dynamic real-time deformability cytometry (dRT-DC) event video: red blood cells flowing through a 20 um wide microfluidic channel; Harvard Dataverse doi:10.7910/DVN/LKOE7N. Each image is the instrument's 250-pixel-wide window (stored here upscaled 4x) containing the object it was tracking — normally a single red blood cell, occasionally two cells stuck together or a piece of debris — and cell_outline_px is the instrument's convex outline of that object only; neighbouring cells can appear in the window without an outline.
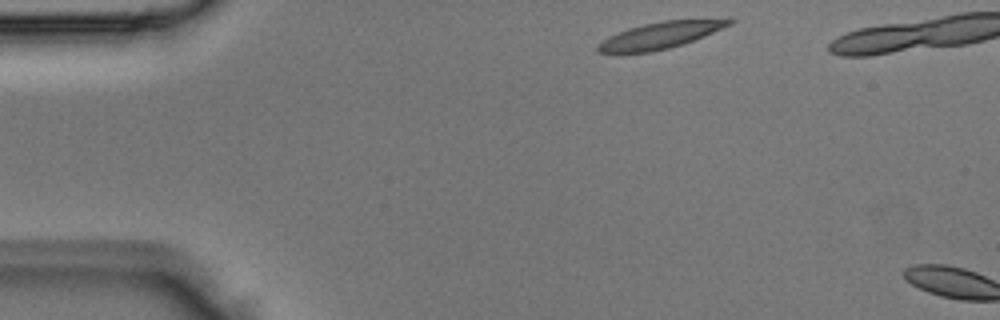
{"species": "Egyptian fruit bat (a non-hibernating species)", "species_latin": "Rousettus aegyptiacus", "temperature_condition": "room temperature", "stored_images_in_passage": 2, "camera_frame_rate_fps": 3000, "um_per_image_px": 0.085, "animal": {"sex": "male"}, "frame": {"image": 1, "passage_image": 1, "time_ms": 0.0, "image_size_px": [1000, 320], "cell_outline_px": [[736, 20], [732, 24], [704, 36], [668, 48], [652, 52], [620, 56], [616, 56], [596, 52], [596, 48], [608, 36], [628, 28], [644, 24], [664, 20], [728, 16]], "centroid_in_image_um": [56.15, 3.0], "position_along_channel_um": 28.8, "area_um2": 21.5}}